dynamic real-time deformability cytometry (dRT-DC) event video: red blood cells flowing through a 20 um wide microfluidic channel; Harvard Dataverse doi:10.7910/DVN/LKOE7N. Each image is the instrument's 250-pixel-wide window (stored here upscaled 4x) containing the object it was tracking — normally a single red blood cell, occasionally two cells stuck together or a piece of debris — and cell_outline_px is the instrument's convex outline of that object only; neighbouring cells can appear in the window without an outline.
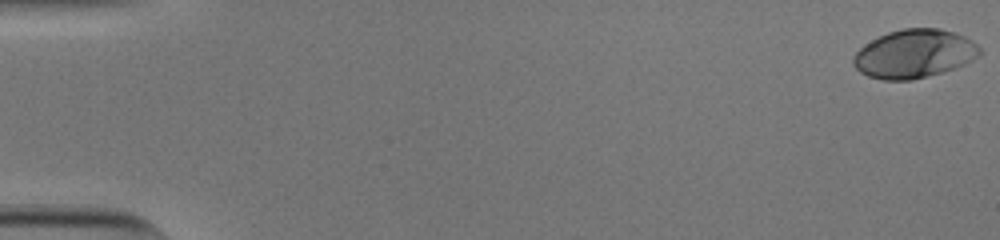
{"species": "human", "species_latin": "Homo sapiens", "temperature_condition": "cold", "stored_images_in_passage": 13, "camera_frame_rate_fps": 3000, "um_per_image_px": 0.085, "donor": {"sex": "male"}, "frame": {"image": 1, "passage_image": 1, "time_ms": 0.0, "image_size_px": [1000, 240], "cell_outline_px": [[980, 56], [964, 64], [928, 76], [912, 80], [884, 80], [868, 76], [860, 72], [852, 64], [852, 56], [864, 44], [888, 32], [904, 28], [940, 28], [956, 32], [972, 40], [980, 48]], "centroid_in_image_um": [77.7, 4.56], "position_along_channel_um": 7.3, "area_um2": 35.72}}